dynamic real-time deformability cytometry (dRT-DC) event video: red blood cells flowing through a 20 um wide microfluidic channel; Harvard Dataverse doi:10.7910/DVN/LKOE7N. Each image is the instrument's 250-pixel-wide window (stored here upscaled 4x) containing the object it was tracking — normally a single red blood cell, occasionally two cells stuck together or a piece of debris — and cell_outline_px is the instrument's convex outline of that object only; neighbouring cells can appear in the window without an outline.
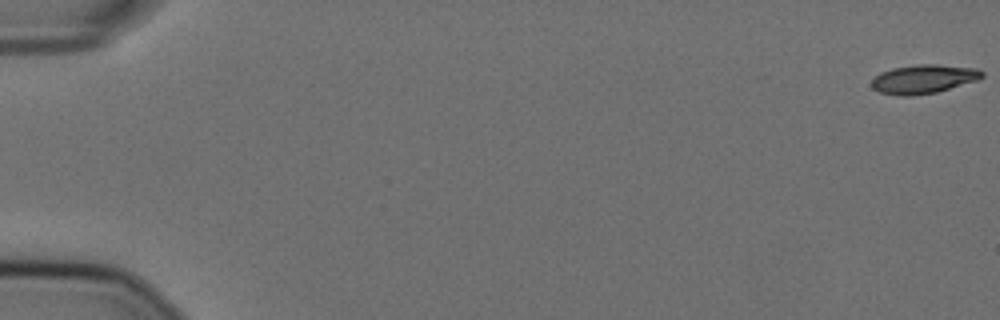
{"species": "Egyptian fruit bat (a non-hibernating species)", "species_latin": "Rousettus aegyptiacus", "temperature_condition": "cold", "stored_images_in_passage": 23, "camera_frame_rate_fps": 3000, "um_per_image_px": 0.085, "animal": {"sex": "female"}, "frame": {"image": 1, "passage_image": 1, "time_ms": 0.0, "image_size_px": [1000, 320], "cell_outline_px": [[984, 76], [980, 80], [936, 92], [912, 96], [900, 96], [880, 92], [872, 88], [872, 80], [880, 72], [892, 68], [916, 64], [936, 64], [976, 68], [984, 72]], "centroid_in_image_um": [78.53, 6.71], "position_along_channel_um": 6.5, "area_um2": 18.73}}
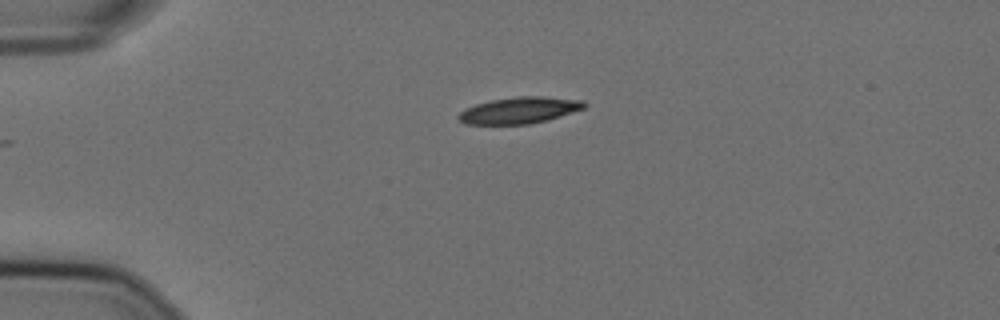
{"frame": {"image": 2, "passage_image": 15, "time_ms": 4.667, "image_size_px": [1000, 320], "cell_outline_px": [[588, 104], [584, 108], [548, 120], [528, 124], [464, 124], [456, 116], [464, 108], [476, 104], [492, 100], [516, 96], [540, 96], [584, 100]], "centroid_in_image_um": [44.14, 9.37], "position_along_channel_um": 40.9, "area_um2": 19.42}}
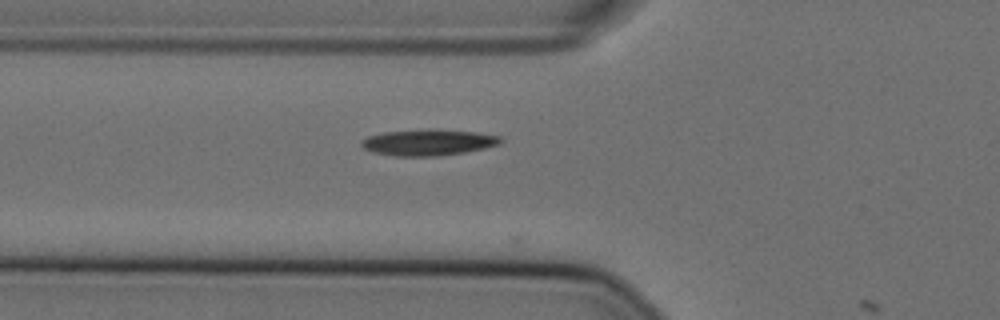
{"frame": {"image": 3, "passage_image": 22, "time_ms": 7.0, "image_size_px": [1000, 320], "cell_outline_px": [[500, 144], [484, 148], [464, 152], [436, 156], [396, 156], [372, 152], [364, 148], [360, 144], [360, 140], [368, 136], [384, 132], [428, 128], [476, 132], [500, 136]], "centroid_in_image_um": [36.35, 12.09], "position_along_channel_um": 89.4, "area_um2": 21.27}}